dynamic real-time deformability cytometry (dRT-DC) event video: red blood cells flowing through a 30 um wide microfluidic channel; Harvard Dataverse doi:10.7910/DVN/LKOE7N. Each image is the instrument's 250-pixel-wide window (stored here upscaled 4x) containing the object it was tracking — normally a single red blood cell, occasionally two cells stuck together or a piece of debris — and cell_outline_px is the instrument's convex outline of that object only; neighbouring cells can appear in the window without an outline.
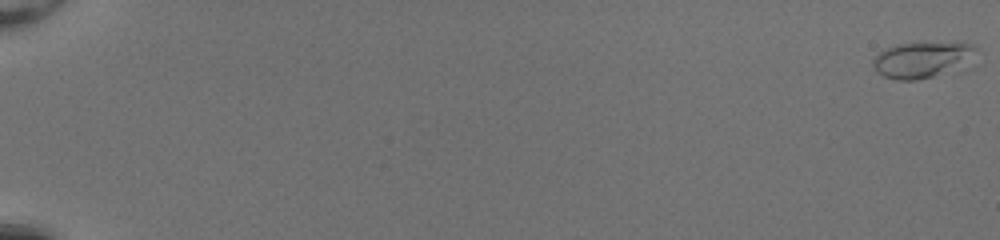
{"species": "common noctule bat (a hibernating species)", "species_latin": "Nyctalus noctula", "temperature_condition": "room temperature", "stored_images_in_passage": 53, "camera_frame_rate_fps": 3000, "um_per_image_px": 0.085, "animal": {"sex": "female", "body_mass_g": 20.0, "forearm_length_mm": 54.0}, "frame": {"image": 1, "passage_image": 1, "time_ms": 0.0, "image_size_px": [1000, 240], "cell_outline_px": [[980, 48], [972, 68], [960, 72], [916, 80], [896, 80], [884, 76], [876, 72], [872, 64], [872, 60], [880, 52], [896, 44], [920, 40], [972, 44]], "centroid_in_image_um": [78.6, 5.07], "position_along_channel_um": 6.4, "area_um2": 23.64}}
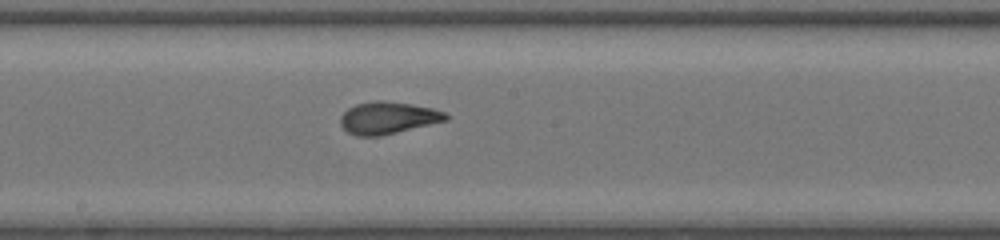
{"frame": {"image": 2, "passage_image": 32, "time_ms": 10.333, "image_size_px": [1000, 240], "cell_outline_px": [[452, 116], [448, 120], [380, 136], [356, 136], [348, 132], [340, 124], [340, 116], [348, 108], [356, 104], [376, 100], [380, 100], [408, 104], [432, 108], [444, 112]], "centroid_in_image_um": [32.97, 10.02], "position_along_channel_um": 215.2, "area_um2": 19.65}}
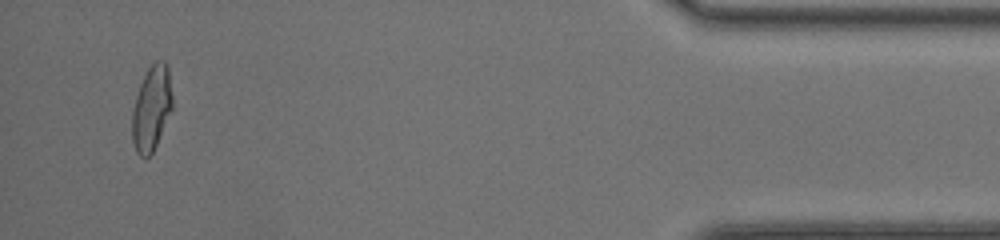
{"frame": {"image": 3, "passage_image": 51, "time_ms": 16.667, "image_size_px": [1000, 240], "cell_outline_px": [[172, 108], [156, 144], [152, 152], [148, 156], [140, 156], [136, 152], [132, 140], [132, 108], [140, 84], [148, 68], [156, 60], [164, 60], [168, 64], [172, 96]], "centroid_in_image_um": [12.87, 9.16], "position_along_channel_um": 422.3, "area_um2": 19.77}, "authors_computed_cell_mechanics": {"area_um2": 19.5364, "velocity_mm_per_s": 4.2354, "shape_relaxation_time_tau1_ms": 6.3792, "shape_relaxation_time_tau2_ms": 0.8587, "deformation_change_tau1": 0.2452, "deformation_change_tau2": 0.0651}}